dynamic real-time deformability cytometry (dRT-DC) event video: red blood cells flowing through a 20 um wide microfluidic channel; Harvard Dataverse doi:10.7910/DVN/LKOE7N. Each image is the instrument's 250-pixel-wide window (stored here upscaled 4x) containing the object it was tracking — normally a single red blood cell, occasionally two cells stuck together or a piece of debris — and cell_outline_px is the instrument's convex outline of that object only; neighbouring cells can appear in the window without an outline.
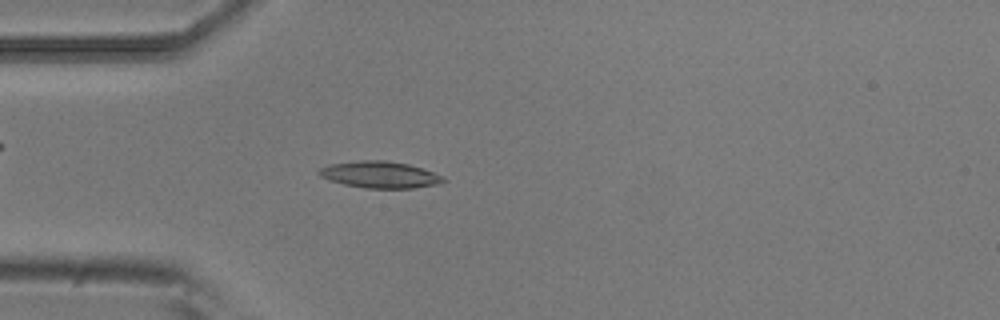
{"species": "common noctule bat (a hibernating species)", "species_latin": "Nyctalus noctula", "temperature_condition": "room temperature", "stored_images_in_passage": 6, "camera_frame_rate_fps": 3000, "um_per_image_px": 0.085, "animal": {"sex": "male", "body_mass_g": 20.5, "forearm_length_mm": 52.5}, "frame": {"image": 1, "passage_image": 6, "time_ms": 1.667, "image_size_px": [1000, 320], "cell_outline_px": [[444, 180], [440, 184], [412, 188], [364, 188], [344, 184], [320, 176], [316, 172], [320, 168], [328, 164], [360, 160], [384, 160], [408, 164], [444, 176]], "centroid_in_image_um": [32.27, 14.84], "position_along_channel_um": 52.7, "area_um2": 19.19}}